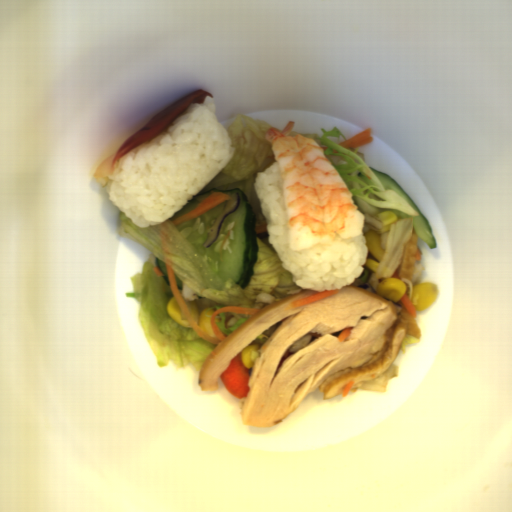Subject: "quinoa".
Wrapping results in <instances>:
<instances>
[{
  "instance_id": "quinoa-3",
  "label": "quinoa",
  "mask_w": 512,
  "mask_h": 512,
  "mask_svg": "<svg viewBox=\"0 0 512 512\" xmlns=\"http://www.w3.org/2000/svg\"><path fill=\"white\" fill-rule=\"evenodd\" d=\"M182 299H187L189 301H196L198 300V295L195 290H193L191 287H189L187 284L183 282L182 289H178ZM185 301V300H184Z\"/></svg>"
},
{
  "instance_id": "quinoa-2",
  "label": "quinoa",
  "mask_w": 512,
  "mask_h": 512,
  "mask_svg": "<svg viewBox=\"0 0 512 512\" xmlns=\"http://www.w3.org/2000/svg\"><path fill=\"white\" fill-rule=\"evenodd\" d=\"M383 223L371 215L365 213L364 215V228L368 230L379 231Z\"/></svg>"
},
{
  "instance_id": "quinoa-1",
  "label": "quinoa",
  "mask_w": 512,
  "mask_h": 512,
  "mask_svg": "<svg viewBox=\"0 0 512 512\" xmlns=\"http://www.w3.org/2000/svg\"><path fill=\"white\" fill-rule=\"evenodd\" d=\"M312 337L311 334H304L300 338H298L288 349L289 353L297 352L302 350L306 346L309 345Z\"/></svg>"
},
{
  "instance_id": "quinoa-4",
  "label": "quinoa",
  "mask_w": 512,
  "mask_h": 512,
  "mask_svg": "<svg viewBox=\"0 0 512 512\" xmlns=\"http://www.w3.org/2000/svg\"><path fill=\"white\" fill-rule=\"evenodd\" d=\"M276 300V296H273L265 292H259L256 296V302H261L265 304L273 305L275 304Z\"/></svg>"
}]
</instances>
